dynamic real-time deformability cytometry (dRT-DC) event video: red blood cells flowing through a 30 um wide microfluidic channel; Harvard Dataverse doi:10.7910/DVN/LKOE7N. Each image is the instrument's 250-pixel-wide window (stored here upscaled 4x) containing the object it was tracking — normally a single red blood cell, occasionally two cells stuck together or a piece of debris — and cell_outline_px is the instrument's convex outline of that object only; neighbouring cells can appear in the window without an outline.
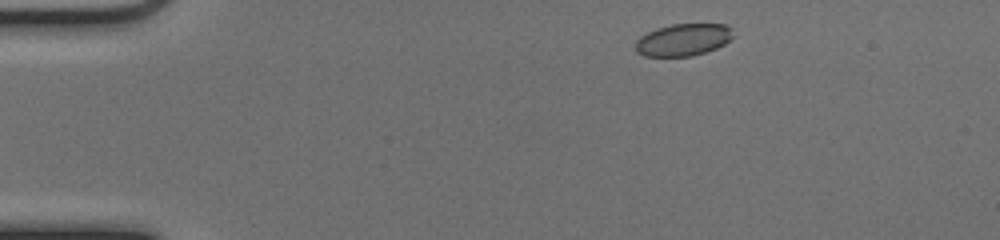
{"species": "common noctule bat (a hibernating species)", "species_latin": "Nyctalus noctula", "temperature_condition": "cold", "stored_images_in_passage": 46, "camera_frame_rate_fps": 3000, "um_per_image_px": 0.085, "animal": {"sex": "female", "body_mass_g": 17.0, "forearm_length_mm": 48.0}, "frame": {"image": 1, "passage_image": 2, "time_ms": 0.333, "image_size_px": [1000, 240], "cell_outline_px": [[732, 36], [724, 44], [716, 48], [692, 56], [644, 56], [636, 52], [636, 40], [640, 36], [656, 28], [672, 24], [728, 24], [732, 28]], "centroid_in_image_um": [58.06, 3.37], "position_along_channel_um": 26.9, "area_um2": 18.26}}
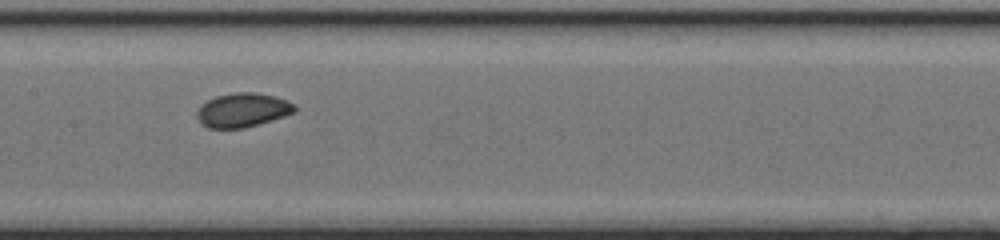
{"frame": {"image": 2, "passage_image": 20, "time_ms": 6.333, "image_size_px": [1000, 240], "cell_outline_px": [[296, 112], [260, 124], [244, 128], [208, 128], [196, 116], [196, 112], [208, 100], [216, 96], [236, 92], [252, 92], [276, 96], [296, 104]], "centroid_in_image_um": [20.68, 9.35], "position_along_channel_um": 186.7, "area_um2": 19.31}}
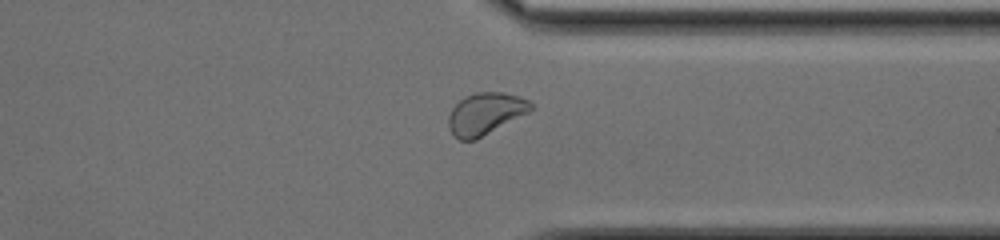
{"frame": {"image": 3, "passage_image": 34, "time_ms": 11.0, "image_size_px": [1000, 240], "cell_outline_px": [[532, 108], [528, 112], [476, 140], [460, 140], [452, 136], [448, 128], [448, 116], [452, 108], [464, 96], [476, 92], [504, 92], [520, 96], [528, 100], [532, 104]], "centroid_in_image_um": [41.21, 9.67], "position_along_channel_um": 370.2, "area_um2": 20.17}, "authors_computed_cell_mechanics": {"area_um2": 19.3341, "velocity_mm_per_s": 3.9555, "shape_relaxation_time_tau1_ms": 1.9643, "shape_relaxation_time_tau2_ms": 1.4889, "deformation_change_tau1": 0.0734, "deformation_change_tau2": 0.0407}}